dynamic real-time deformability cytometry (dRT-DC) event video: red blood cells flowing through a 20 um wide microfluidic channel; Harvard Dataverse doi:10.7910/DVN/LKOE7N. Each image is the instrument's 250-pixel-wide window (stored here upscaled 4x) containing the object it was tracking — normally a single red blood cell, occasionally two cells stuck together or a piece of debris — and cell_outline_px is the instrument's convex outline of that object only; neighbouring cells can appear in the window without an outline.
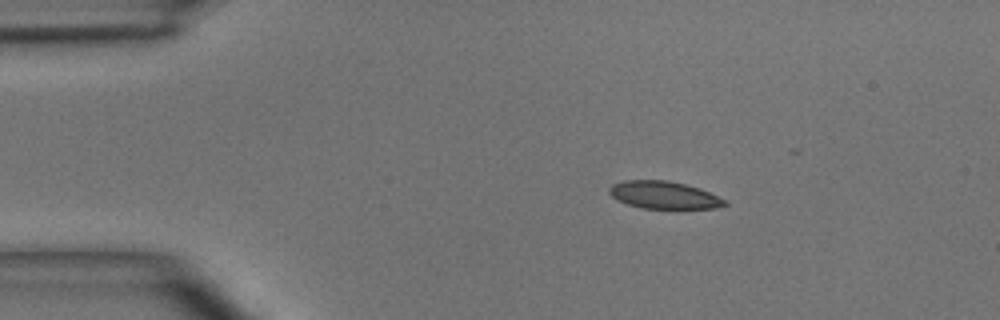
{"species": "common noctule bat (a hibernating species)", "species_latin": "Nyctalus noctula", "temperature_condition": "room temperature", "stored_images_in_passage": 2, "camera_frame_rate_fps": 3000, "um_per_image_px": 0.085, "animal": {"sex": "male", "body_mass_g": 15.6}, "frame": {"image": 1, "passage_image": 1, "time_ms": 0.0, "image_size_px": [1000, 320], "cell_outline_px": [[728, 204], [716, 208], [676, 212], [640, 208], [616, 200], [608, 192], [608, 188], [612, 184], [624, 180], [668, 180], [700, 188], [724, 200]], "centroid_in_image_um": [56.44, 16.64], "position_along_channel_um": 28.6, "area_um2": 19.48}}